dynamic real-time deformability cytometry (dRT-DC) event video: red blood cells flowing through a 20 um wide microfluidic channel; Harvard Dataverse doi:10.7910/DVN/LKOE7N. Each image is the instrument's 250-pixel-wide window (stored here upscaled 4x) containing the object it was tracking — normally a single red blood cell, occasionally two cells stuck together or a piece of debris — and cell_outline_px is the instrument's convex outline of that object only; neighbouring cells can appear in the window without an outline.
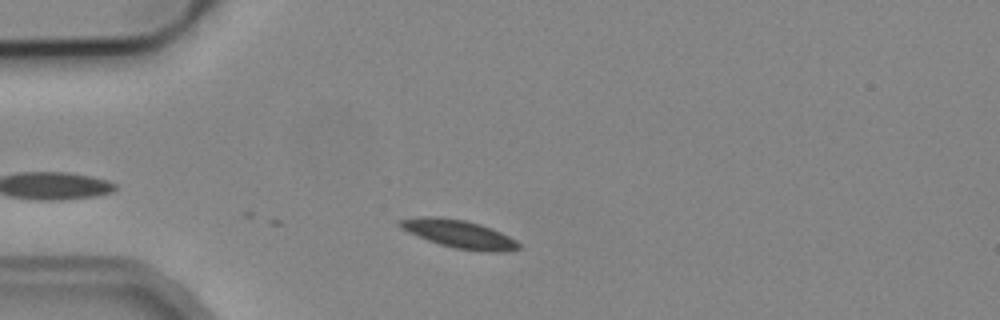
{"species": "common noctule bat (a hibernating species)", "species_latin": "Nyctalus noctula", "temperature_condition": "cold", "stored_images_in_passage": 3, "camera_frame_rate_fps": 3000, "um_per_image_px": 0.085, "animal": {"sex": "male", "body_mass_g": 19.2, "forearm_length_mm": 51.8}, "frame": {"image": 1, "passage_image": 2, "time_ms": 1.333, "image_size_px": [1000, 320], "cell_outline_px": [[520, 248], [508, 252], [480, 252], [456, 248], [440, 244], [428, 240], [408, 232], [400, 228], [396, 224], [396, 220], [420, 216], [440, 216], [464, 220], [480, 224], [492, 228], [516, 240], [520, 244]], "centroid_in_image_um": [39.0, 19.88], "position_along_channel_um": 46.0, "area_um2": 19.71}}